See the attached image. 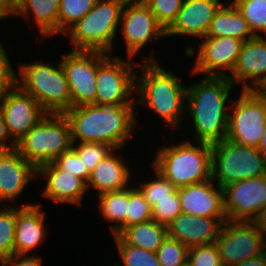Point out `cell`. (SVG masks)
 Wrapping results in <instances>:
<instances>
[{"instance_id": "1", "label": "cell", "mask_w": 266, "mask_h": 266, "mask_svg": "<svg viewBox=\"0 0 266 266\" xmlns=\"http://www.w3.org/2000/svg\"><path fill=\"white\" fill-rule=\"evenodd\" d=\"M135 108L111 103L71 107L64 115L70 123L72 143H105L118 152L125 150L139 122Z\"/></svg>"}, {"instance_id": "2", "label": "cell", "mask_w": 266, "mask_h": 266, "mask_svg": "<svg viewBox=\"0 0 266 266\" xmlns=\"http://www.w3.org/2000/svg\"><path fill=\"white\" fill-rule=\"evenodd\" d=\"M153 53L150 52L149 58L140 57V69L136 72V106L155 112L165 125L168 124L174 136L175 130L181 129V119L186 112L187 84H183L184 80L177 74L164 69Z\"/></svg>"}, {"instance_id": "3", "label": "cell", "mask_w": 266, "mask_h": 266, "mask_svg": "<svg viewBox=\"0 0 266 266\" xmlns=\"http://www.w3.org/2000/svg\"><path fill=\"white\" fill-rule=\"evenodd\" d=\"M201 80L187 86L185 113L191 116L192 138L213 145L226 139L235 85L228 77L204 76Z\"/></svg>"}, {"instance_id": "4", "label": "cell", "mask_w": 266, "mask_h": 266, "mask_svg": "<svg viewBox=\"0 0 266 266\" xmlns=\"http://www.w3.org/2000/svg\"><path fill=\"white\" fill-rule=\"evenodd\" d=\"M191 141L184 138L180 143L159 146L150 161L176 188L212 178V145Z\"/></svg>"}, {"instance_id": "5", "label": "cell", "mask_w": 266, "mask_h": 266, "mask_svg": "<svg viewBox=\"0 0 266 266\" xmlns=\"http://www.w3.org/2000/svg\"><path fill=\"white\" fill-rule=\"evenodd\" d=\"M126 1L97 0L94 8L63 34L69 37L71 50L112 54Z\"/></svg>"}, {"instance_id": "6", "label": "cell", "mask_w": 266, "mask_h": 266, "mask_svg": "<svg viewBox=\"0 0 266 266\" xmlns=\"http://www.w3.org/2000/svg\"><path fill=\"white\" fill-rule=\"evenodd\" d=\"M18 66L16 85L48 113L64 114L72 107L69 84L59 60L54 64L41 59Z\"/></svg>"}, {"instance_id": "7", "label": "cell", "mask_w": 266, "mask_h": 266, "mask_svg": "<svg viewBox=\"0 0 266 266\" xmlns=\"http://www.w3.org/2000/svg\"><path fill=\"white\" fill-rule=\"evenodd\" d=\"M72 147L71 127L64 114L48 113L18 142L16 150L36 169Z\"/></svg>"}, {"instance_id": "8", "label": "cell", "mask_w": 266, "mask_h": 266, "mask_svg": "<svg viewBox=\"0 0 266 266\" xmlns=\"http://www.w3.org/2000/svg\"><path fill=\"white\" fill-rule=\"evenodd\" d=\"M140 62L98 51L95 105H136V72Z\"/></svg>"}, {"instance_id": "9", "label": "cell", "mask_w": 266, "mask_h": 266, "mask_svg": "<svg viewBox=\"0 0 266 266\" xmlns=\"http://www.w3.org/2000/svg\"><path fill=\"white\" fill-rule=\"evenodd\" d=\"M212 179L223 187L266 175V161L258 148L222 140L212 145Z\"/></svg>"}, {"instance_id": "10", "label": "cell", "mask_w": 266, "mask_h": 266, "mask_svg": "<svg viewBox=\"0 0 266 266\" xmlns=\"http://www.w3.org/2000/svg\"><path fill=\"white\" fill-rule=\"evenodd\" d=\"M266 127V100L255 91H241L232 100L226 139L258 148Z\"/></svg>"}, {"instance_id": "11", "label": "cell", "mask_w": 266, "mask_h": 266, "mask_svg": "<svg viewBox=\"0 0 266 266\" xmlns=\"http://www.w3.org/2000/svg\"><path fill=\"white\" fill-rule=\"evenodd\" d=\"M215 244L223 266H233L266 253V235L256 222L227 220Z\"/></svg>"}, {"instance_id": "12", "label": "cell", "mask_w": 266, "mask_h": 266, "mask_svg": "<svg viewBox=\"0 0 266 266\" xmlns=\"http://www.w3.org/2000/svg\"><path fill=\"white\" fill-rule=\"evenodd\" d=\"M200 40L197 49L190 45L184 49L187 57L196 56L189 74L228 77L237 63L244 41L232 37H205Z\"/></svg>"}, {"instance_id": "13", "label": "cell", "mask_w": 266, "mask_h": 266, "mask_svg": "<svg viewBox=\"0 0 266 266\" xmlns=\"http://www.w3.org/2000/svg\"><path fill=\"white\" fill-rule=\"evenodd\" d=\"M119 25V34L121 33L123 41L125 40L128 58H136L150 42L154 44L155 39L166 38V30L142 0L126 1Z\"/></svg>"}, {"instance_id": "14", "label": "cell", "mask_w": 266, "mask_h": 266, "mask_svg": "<svg viewBox=\"0 0 266 266\" xmlns=\"http://www.w3.org/2000/svg\"><path fill=\"white\" fill-rule=\"evenodd\" d=\"M60 60L69 84L72 107L95 104L98 51L63 53Z\"/></svg>"}, {"instance_id": "15", "label": "cell", "mask_w": 266, "mask_h": 266, "mask_svg": "<svg viewBox=\"0 0 266 266\" xmlns=\"http://www.w3.org/2000/svg\"><path fill=\"white\" fill-rule=\"evenodd\" d=\"M229 221L255 222L266 208V175L223 186Z\"/></svg>"}, {"instance_id": "16", "label": "cell", "mask_w": 266, "mask_h": 266, "mask_svg": "<svg viewBox=\"0 0 266 266\" xmlns=\"http://www.w3.org/2000/svg\"><path fill=\"white\" fill-rule=\"evenodd\" d=\"M0 111L8 133L15 142L48 114L30 94L17 85L0 97Z\"/></svg>"}, {"instance_id": "17", "label": "cell", "mask_w": 266, "mask_h": 266, "mask_svg": "<svg viewBox=\"0 0 266 266\" xmlns=\"http://www.w3.org/2000/svg\"><path fill=\"white\" fill-rule=\"evenodd\" d=\"M228 78L235 86H242L239 91H255L266 80V36H255L243 43Z\"/></svg>"}, {"instance_id": "18", "label": "cell", "mask_w": 266, "mask_h": 266, "mask_svg": "<svg viewBox=\"0 0 266 266\" xmlns=\"http://www.w3.org/2000/svg\"><path fill=\"white\" fill-rule=\"evenodd\" d=\"M36 178L37 169L16 149L0 152V205L12 206Z\"/></svg>"}, {"instance_id": "19", "label": "cell", "mask_w": 266, "mask_h": 266, "mask_svg": "<svg viewBox=\"0 0 266 266\" xmlns=\"http://www.w3.org/2000/svg\"><path fill=\"white\" fill-rule=\"evenodd\" d=\"M183 214L202 217H228L224 207L223 187L211 178L177 188Z\"/></svg>"}, {"instance_id": "20", "label": "cell", "mask_w": 266, "mask_h": 266, "mask_svg": "<svg viewBox=\"0 0 266 266\" xmlns=\"http://www.w3.org/2000/svg\"><path fill=\"white\" fill-rule=\"evenodd\" d=\"M224 2L222 0H184L177 18L166 30V38L173 36L206 37L216 11Z\"/></svg>"}, {"instance_id": "21", "label": "cell", "mask_w": 266, "mask_h": 266, "mask_svg": "<svg viewBox=\"0 0 266 266\" xmlns=\"http://www.w3.org/2000/svg\"><path fill=\"white\" fill-rule=\"evenodd\" d=\"M45 179L41 196L53 203L82 206L84 194L88 192L87 184L67 171L60 169L54 162L37 168V178Z\"/></svg>"}, {"instance_id": "22", "label": "cell", "mask_w": 266, "mask_h": 266, "mask_svg": "<svg viewBox=\"0 0 266 266\" xmlns=\"http://www.w3.org/2000/svg\"><path fill=\"white\" fill-rule=\"evenodd\" d=\"M228 217H202L181 213L168 226V237L188 248L216 242Z\"/></svg>"}, {"instance_id": "23", "label": "cell", "mask_w": 266, "mask_h": 266, "mask_svg": "<svg viewBox=\"0 0 266 266\" xmlns=\"http://www.w3.org/2000/svg\"><path fill=\"white\" fill-rule=\"evenodd\" d=\"M42 205L36 203H25L16 205V229H15V255L29 254L36 251L47 238L45 225V211ZM47 230V231H46Z\"/></svg>"}, {"instance_id": "24", "label": "cell", "mask_w": 266, "mask_h": 266, "mask_svg": "<svg viewBox=\"0 0 266 266\" xmlns=\"http://www.w3.org/2000/svg\"><path fill=\"white\" fill-rule=\"evenodd\" d=\"M117 150L99 162L90 173L87 182L88 191L90 189L96 190L97 196H99L107 192L120 191L132 185L131 177L134 175L128 167L130 165L126 164L128 162H124L126 159L120 157L121 155Z\"/></svg>"}, {"instance_id": "25", "label": "cell", "mask_w": 266, "mask_h": 266, "mask_svg": "<svg viewBox=\"0 0 266 266\" xmlns=\"http://www.w3.org/2000/svg\"><path fill=\"white\" fill-rule=\"evenodd\" d=\"M61 0H11V17L27 20L33 15L38 25L40 38H51L58 34V12ZM29 19V20H28ZM30 21V22H29Z\"/></svg>"}, {"instance_id": "26", "label": "cell", "mask_w": 266, "mask_h": 266, "mask_svg": "<svg viewBox=\"0 0 266 266\" xmlns=\"http://www.w3.org/2000/svg\"><path fill=\"white\" fill-rule=\"evenodd\" d=\"M206 37H232L246 42L255 36L241 12L228 0L216 11Z\"/></svg>"}, {"instance_id": "27", "label": "cell", "mask_w": 266, "mask_h": 266, "mask_svg": "<svg viewBox=\"0 0 266 266\" xmlns=\"http://www.w3.org/2000/svg\"><path fill=\"white\" fill-rule=\"evenodd\" d=\"M98 210L100 217L109 223L110 233L120 235L127 228L128 187L100 194Z\"/></svg>"}, {"instance_id": "28", "label": "cell", "mask_w": 266, "mask_h": 266, "mask_svg": "<svg viewBox=\"0 0 266 266\" xmlns=\"http://www.w3.org/2000/svg\"><path fill=\"white\" fill-rule=\"evenodd\" d=\"M119 236L129 245L156 253L168 232L165 225L150 220L127 227Z\"/></svg>"}, {"instance_id": "29", "label": "cell", "mask_w": 266, "mask_h": 266, "mask_svg": "<svg viewBox=\"0 0 266 266\" xmlns=\"http://www.w3.org/2000/svg\"><path fill=\"white\" fill-rule=\"evenodd\" d=\"M16 205H0V259L15 255Z\"/></svg>"}, {"instance_id": "30", "label": "cell", "mask_w": 266, "mask_h": 266, "mask_svg": "<svg viewBox=\"0 0 266 266\" xmlns=\"http://www.w3.org/2000/svg\"><path fill=\"white\" fill-rule=\"evenodd\" d=\"M113 237L123 265L115 262L112 266H161L155 252L129 245L119 235Z\"/></svg>"}, {"instance_id": "31", "label": "cell", "mask_w": 266, "mask_h": 266, "mask_svg": "<svg viewBox=\"0 0 266 266\" xmlns=\"http://www.w3.org/2000/svg\"><path fill=\"white\" fill-rule=\"evenodd\" d=\"M254 36L266 35V0H231ZM262 33V34H261Z\"/></svg>"}, {"instance_id": "32", "label": "cell", "mask_w": 266, "mask_h": 266, "mask_svg": "<svg viewBox=\"0 0 266 266\" xmlns=\"http://www.w3.org/2000/svg\"><path fill=\"white\" fill-rule=\"evenodd\" d=\"M97 0H61L58 12V34H64L95 6Z\"/></svg>"}, {"instance_id": "33", "label": "cell", "mask_w": 266, "mask_h": 266, "mask_svg": "<svg viewBox=\"0 0 266 266\" xmlns=\"http://www.w3.org/2000/svg\"><path fill=\"white\" fill-rule=\"evenodd\" d=\"M153 177L151 178L148 174L146 181H142V183H137L138 188L143 193L148 204L153 207L158 200L163 198H167L168 195L172 194L177 188L168 181L157 169H155L152 165ZM156 175V176H155ZM144 182V183H143Z\"/></svg>"}, {"instance_id": "34", "label": "cell", "mask_w": 266, "mask_h": 266, "mask_svg": "<svg viewBox=\"0 0 266 266\" xmlns=\"http://www.w3.org/2000/svg\"><path fill=\"white\" fill-rule=\"evenodd\" d=\"M152 220V207L137 185L128 187L127 227Z\"/></svg>"}, {"instance_id": "35", "label": "cell", "mask_w": 266, "mask_h": 266, "mask_svg": "<svg viewBox=\"0 0 266 266\" xmlns=\"http://www.w3.org/2000/svg\"><path fill=\"white\" fill-rule=\"evenodd\" d=\"M188 250L185 244L167 236L156 255L161 266H183L188 262Z\"/></svg>"}, {"instance_id": "36", "label": "cell", "mask_w": 266, "mask_h": 266, "mask_svg": "<svg viewBox=\"0 0 266 266\" xmlns=\"http://www.w3.org/2000/svg\"><path fill=\"white\" fill-rule=\"evenodd\" d=\"M72 148L78 153L84 163V168H87L91 173L95 166L111 154L115 149L105 143H72Z\"/></svg>"}, {"instance_id": "37", "label": "cell", "mask_w": 266, "mask_h": 266, "mask_svg": "<svg viewBox=\"0 0 266 266\" xmlns=\"http://www.w3.org/2000/svg\"><path fill=\"white\" fill-rule=\"evenodd\" d=\"M158 23L167 30L177 18L184 0H142Z\"/></svg>"}, {"instance_id": "38", "label": "cell", "mask_w": 266, "mask_h": 266, "mask_svg": "<svg viewBox=\"0 0 266 266\" xmlns=\"http://www.w3.org/2000/svg\"><path fill=\"white\" fill-rule=\"evenodd\" d=\"M181 213V203L176 189L167 198L158 200L152 207V220L167 227Z\"/></svg>"}, {"instance_id": "39", "label": "cell", "mask_w": 266, "mask_h": 266, "mask_svg": "<svg viewBox=\"0 0 266 266\" xmlns=\"http://www.w3.org/2000/svg\"><path fill=\"white\" fill-rule=\"evenodd\" d=\"M188 263L191 266H223L215 243L189 248Z\"/></svg>"}, {"instance_id": "40", "label": "cell", "mask_w": 266, "mask_h": 266, "mask_svg": "<svg viewBox=\"0 0 266 266\" xmlns=\"http://www.w3.org/2000/svg\"><path fill=\"white\" fill-rule=\"evenodd\" d=\"M53 162L60 169L81 178L86 184L89 181L90 173L87 168H84L82 159L72 147L68 151L59 155Z\"/></svg>"}, {"instance_id": "41", "label": "cell", "mask_w": 266, "mask_h": 266, "mask_svg": "<svg viewBox=\"0 0 266 266\" xmlns=\"http://www.w3.org/2000/svg\"><path fill=\"white\" fill-rule=\"evenodd\" d=\"M0 40V97L16 86L17 71L13 69L9 54Z\"/></svg>"}, {"instance_id": "42", "label": "cell", "mask_w": 266, "mask_h": 266, "mask_svg": "<svg viewBox=\"0 0 266 266\" xmlns=\"http://www.w3.org/2000/svg\"><path fill=\"white\" fill-rule=\"evenodd\" d=\"M42 259L35 254L14 255L3 261L4 266H42Z\"/></svg>"}, {"instance_id": "43", "label": "cell", "mask_w": 266, "mask_h": 266, "mask_svg": "<svg viewBox=\"0 0 266 266\" xmlns=\"http://www.w3.org/2000/svg\"><path fill=\"white\" fill-rule=\"evenodd\" d=\"M15 148L16 142L9 135L3 114L0 111V152H6Z\"/></svg>"}, {"instance_id": "44", "label": "cell", "mask_w": 266, "mask_h": 266, "mask_svg": "<svg viewBox=\"0 0 266 266\" xmlns=\"http://www.w3.org/2000/svg\"><path fill=\"white\" fill-rule=\"evenodd\" d=\"M233 266H266V253L259 257L245 260Z\"/></svg>"}, {"instance_id": "45", "label": "cell", "mask_w": 266, "mask_h": 266, "mask_svg": "<svg viewBox=\"0 0 266 266\" xmlns=\"http://www.w3.org/2000/svg\"><path fill=\"white\" fill-rule=\"evenodd\" d=\"M11 16V0H0V21ZM7 17V18H6Z\"/></svg>"}, {"instance_id": "46", "label": "cell", "mask_w": 266, "mask_h": 266, "mask_svg": "<svg viewBox=\"0 0 266 266\" xmlns=\"http://www.w3.org/2000/svg\"><path fill=\"white\" fill-rule=\"evenodd\" d=\"M255 222L266 235V208L261 212L259 218Z\"/></svg>"}, {"instance_id": "47", "label": "cell", "mask_w": 266, "mask_h": 266, "mask_svg": "<svg viewBox=\"0 0 266 266\" xmlns=\"http://www.w3.org/2000/svg\"><path fill=\"white\" fill-rule=\"evenodd\" d=\"M258 150L260 151V153L262 154V156L265 158L266 161V127L262 135L261 141L259 143Z\"/></svg>"}, {"instance_id": "48", "label": "cell", "mask_w": 266, "mask_h": 266, "mask_svg": "<svg viewBox=\"0 0 266 266\" xmlns=\"http://www.w3.org/2000/svg\"><path fill=\"white\" fill-rule=\"evenodd\" d=\"M255 92L266 100V80L255 90Z\"/></svg>"}, {"instance_id": "49", "label": "cell", "mask_w": 266, "mask_h": 266, "mask_svg": "<svg viewBox=\"0 0 266 266\" xmlns=\"http://www.w3.org/2000/svg\"><path fill=\"white\" fill-rule=\"evenodd\" d=\"M183 266H191L188 262L185 264V265H183Z\"/></svg>"}, {"instance_id": "50", "label": "cell", "mask_w": 266, "mask_h": 266, "mask_svg": "<svg viewBox=\"0 0 266 266\" xmlns=\"http://www.w3.org/2000/svg\"><path fill=\"white\" fill-rule=\"evenodd\" d=\"M3 265V261L0 259V266Z\"/></svg>"}]
</instances>
